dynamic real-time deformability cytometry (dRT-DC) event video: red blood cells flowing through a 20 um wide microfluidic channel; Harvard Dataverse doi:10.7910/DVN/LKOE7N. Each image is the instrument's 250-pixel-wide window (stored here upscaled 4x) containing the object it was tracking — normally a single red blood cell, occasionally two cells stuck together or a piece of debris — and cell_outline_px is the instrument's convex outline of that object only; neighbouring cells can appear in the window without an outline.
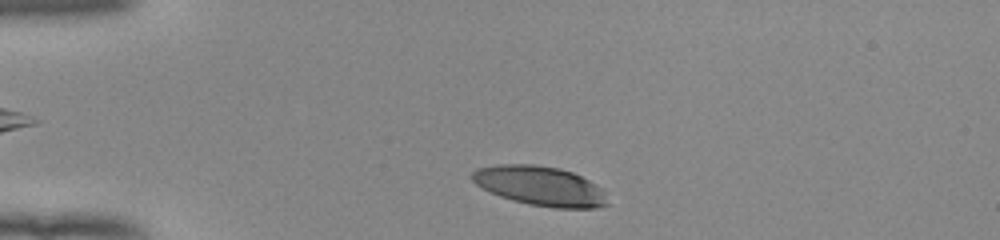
{"species": "human", "species_latin": "Homo sapiens", "temperature_condition": "room temperature", "stored_images_in_passage": 35, "camera_frame_rate_fps": 3000, "um_per_image_px": 0.085, "donor": {"sex": "female"}, "frame": {"image": 1, "passage_image": 2, "time_ms": 0.333, "image_size_px": [1000, 240], "cell_outline_px": [[608, 204], [596, 208], [556, 208], [528, 204], [512, 200], [500, 196], [476, 184], [472, 180], [472, 172], [476, 168], [496, 164], [532, 164], [560, 168], [572, 172], [596, 184], [604, 192]], "centroid_in_image_um": [45.9, 15.8], "position_along_channel_um": 39.1, "area_um2": 31.04}}
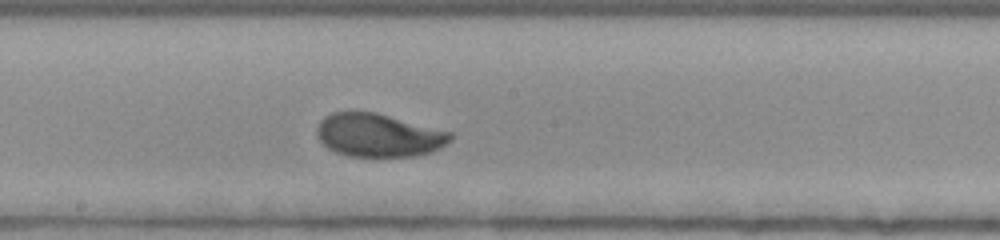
{"frame": {"image": 2, "passage_image": 19, "time_ms": 6.0, "image_size_px": [1000, 240], "cell_outline_px": [[452, 140], [440, 148], [432, 152], [416, 156], [348, 156], [336, 152], [328, 148], [316, 136], [316, 128], [320, 120], [324, 116], [332, 112], [376, 112], [452, 132]], "centroid_in_image_um": [32.17, 11.49], "position_along_channel_um": 216.0, "area_um2": 33.76}}
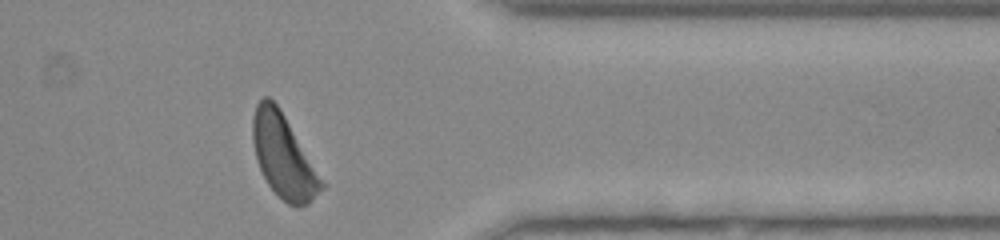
{"frame": {"image": 3, "passage_image": 33, "time_ms": 10.667, "image_size_px": [1000, 240], "cell_outline_px": [[324, 188], [308, 204], [288, 204], [268, 184], [260, 168], [256, 156], [252, 140], [252, 116], [256, 104], [264, 96], [268, 96], [280, 108], [324, 184]], "centroid_in_image_um": [24.05, 13.23], "position_along_channel_um": 387.3, "area_um2": 32.31}, "authors_computed_cell_mechanics": {"area_um2": 33.6396, "velocity_mm_per_s": 3.8997, "shape_relaxation_time_tau1_ms": 3.7626, "shape_relaxation_time_tau2_ms": 7.7669, "deformation_change_tau1": 0.1862, "deformation_change_tau2": 0.1263}}